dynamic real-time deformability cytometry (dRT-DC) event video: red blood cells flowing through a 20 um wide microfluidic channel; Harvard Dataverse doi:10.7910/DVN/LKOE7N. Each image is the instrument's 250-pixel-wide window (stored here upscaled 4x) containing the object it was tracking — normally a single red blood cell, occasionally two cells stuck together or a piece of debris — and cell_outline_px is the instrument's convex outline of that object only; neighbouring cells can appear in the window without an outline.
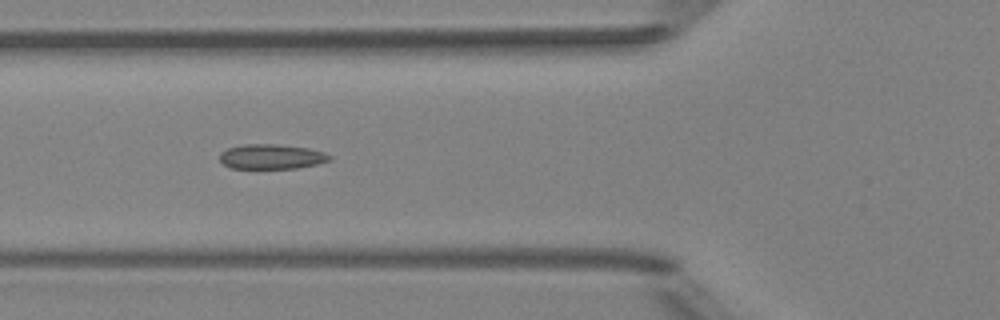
{"species": "Egyptian fruit bat (a non-hibernating species)", "species_latin": "Rousettus aegyptiacus", "temperature_condition": "room temperature", "stored_images_in_passage": 7, "camera_frame_rate_fps": 3000, "um_per_image_px": 0.085, "animal": {"sex": "female"}, "frame": {"image": 1, "passage_image": 5, "time_ms": 5.667, "image_size_px": [1000, 320], "cell_outline_px": [[332, 160], [316, 164], [296, 168], [256, 172], [232, 168], [224, 164], [220, 160], [220, 152], [228, 148], [244, 144], [276, 144], [308, 148], [324, 152], [332, 156]], "centroid_in_image_um": [23.04, 13.37], "position_along_channel_um": 102.8, "area_um2": 16.76}}
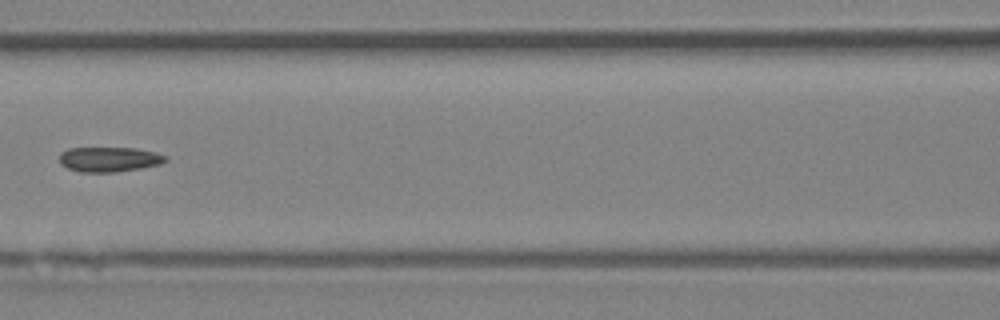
{"frame": {"image": 2, "passage_image": 6, "time_ms": 7.0, "image_size_px": [1000, 320], "cell_outline_px": [[168, 160], [160, 164], [140, 168], [116, 172], [80, 172], [68, 168], [60, 164], [60, 152], [68, 148], [136, 148], [156, 152], [168, 156]], "centroid_in_image_um": [9.29, 13.54], "position_along_channel_um": 157.3, "area_um2": 15.49}}
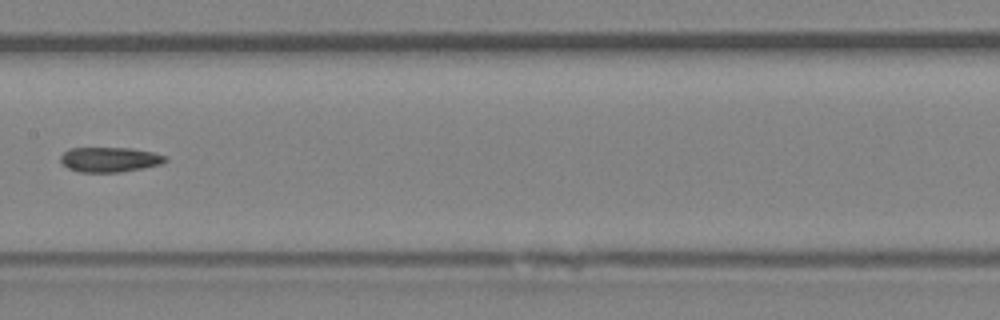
{"frame": {"image": 3, "passage_image": 7, "time_ms": 8.0, "image_size_px": [1000, 320], "cell_outline_px": [[168, 160], [160, 164], [144, 168], [120, 172], [80, 172], [68, 168], [60, 160], [60, 156], [68, 148], [132, 148], [152, 152], [168, 156]], "centroid_in_image_um": [9.34, 13.56], "position_along_channel_um": 198.1, "area_um2": 15.26}}